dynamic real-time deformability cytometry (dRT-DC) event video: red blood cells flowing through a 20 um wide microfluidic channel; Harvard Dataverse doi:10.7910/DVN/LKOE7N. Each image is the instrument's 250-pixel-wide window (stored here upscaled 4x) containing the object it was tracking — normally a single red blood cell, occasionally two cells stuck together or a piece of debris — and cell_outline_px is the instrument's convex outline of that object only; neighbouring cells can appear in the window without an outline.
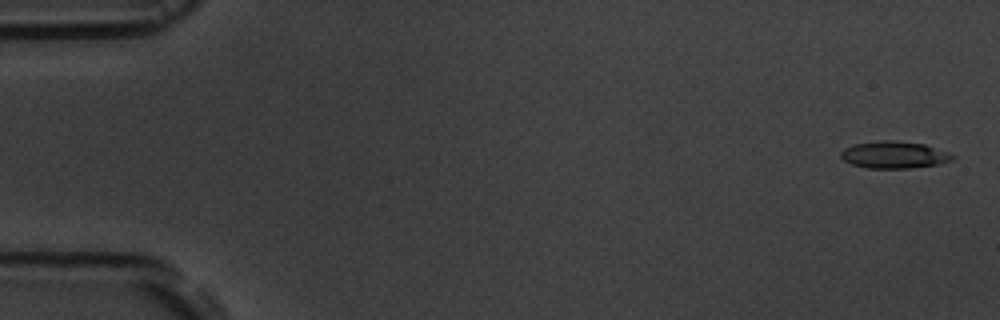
{"species": "common noctule bat (a hibernating species)", "species_latin": "Nyctalus noctula", "temperature_condition": "room temperature", "stored_images_in_passage": 5, "camera_frame_rate_fps": 3000, "um_per_image_px": 0.085, "animal": {"sex": "male", "body_mass_g": 19.5, "forearm_length_mm": 54.6}, "frame": {"image": 1, "passage_image": 1, "time_ms": 0.0, "image_size_px": [1000, 320], "cell_outline_px": [[956, 156], [952, 160], [940, 164], [912, 168], [868, 168], [852, 164], [844, 160], [840, 156], [840, 152], [844, 148], [856, 144], [880, 140], [892, 140], [924, 144], [948, 152]], "centroid_in_image_um": [76.02, 13.16], "position_along_channel_um": 9.0, "area_um2": 17.57}}
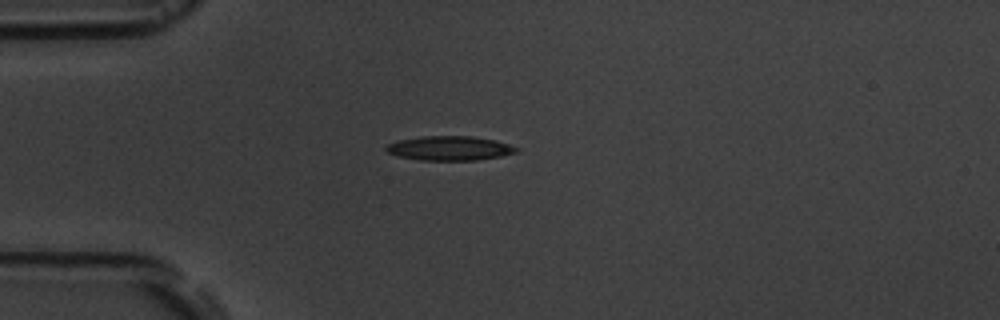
{"frame": {"image": 2, "passage_image": 5, "time_ms": 4.333, "image_size_px": [1000, 320], "cell_outline_px": [[520, 148], [516, 152], [500, 156], [476, 160], [420, 160], [396, 156], [388, 152], [384, 148], [388, 144], [400, 140], [424, 136], [472, 136], [496, 140]], "centroid_in_image_um": [38.22, 12.6], "position_along_channel_um": 46.8, "area_um2": 18.38}}